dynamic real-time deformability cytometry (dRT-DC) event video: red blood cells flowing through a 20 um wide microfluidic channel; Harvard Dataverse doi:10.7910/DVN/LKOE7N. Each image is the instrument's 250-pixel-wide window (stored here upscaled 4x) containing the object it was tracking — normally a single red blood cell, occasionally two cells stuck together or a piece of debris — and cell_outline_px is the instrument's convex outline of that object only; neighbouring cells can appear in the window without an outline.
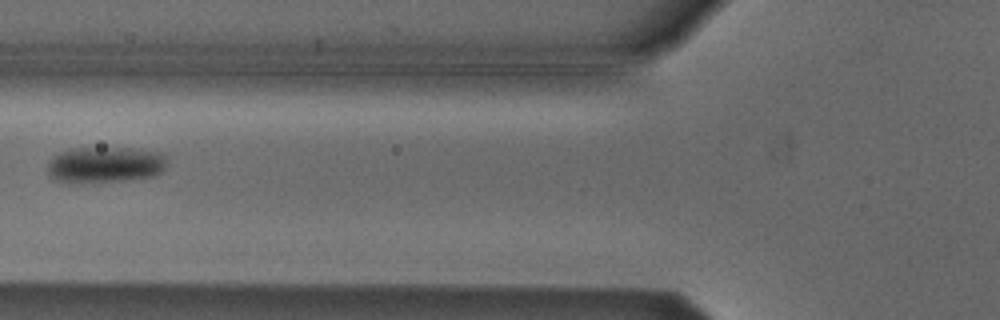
{"species": "Egyptian fruit bat (a non-hibernating species)", "species_latin": "Rousettus aegyptiacus", "temperature_condition": "cold", "stored_images_in_passage": 3, "camera_frame_rate_fps": 3000, "um_per_image_px": 0.085, "animal": {"sex": "male"}, "frame": {"image": 1, "passage_image": 2, "time_ms": 0.333, "image_size_px": [1000, 320], "cell_outline_px": [[168, 164], [164, 172], [156, 176], [124, 180], [56, 180], [48, 172], [48, 164], [52, 156], [60, 152], [72, 148], [140, 148], [164, 152], [168, 156]], "centroid_in_image_um": [9.1, 13.94], "position_along_channel_um": 116.7, "area_um2": 24.97}}
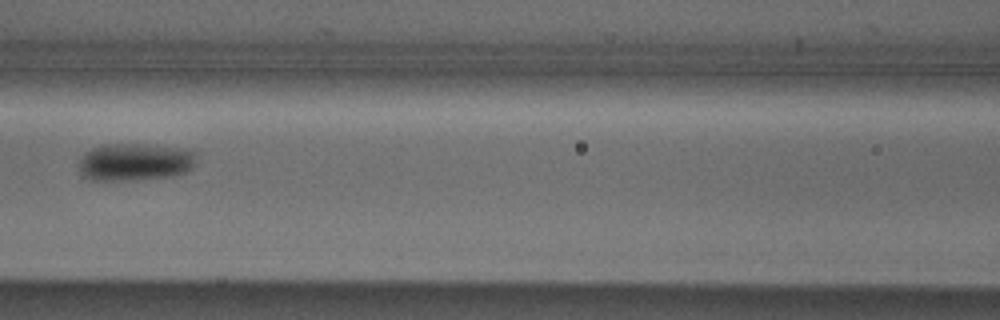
{"frame": {"image": 2, "passage_image": 3, "time_ms": 0.667, "image_size_px": [1000, 320], "cell_outline_px": [[196, 160], [192, 168], [188, 172], [172, 176], [128, 180], [92, 180], [84, 176], [80, 168], [80, 156], [84, 152], [92, 148], [104, 144], [144, 144], [184, 148], [196, 152]], "centroid_in_image_um": [11.5, 13.75], "position_along_channel_um": 155.1, "area_um2": 25.84}}